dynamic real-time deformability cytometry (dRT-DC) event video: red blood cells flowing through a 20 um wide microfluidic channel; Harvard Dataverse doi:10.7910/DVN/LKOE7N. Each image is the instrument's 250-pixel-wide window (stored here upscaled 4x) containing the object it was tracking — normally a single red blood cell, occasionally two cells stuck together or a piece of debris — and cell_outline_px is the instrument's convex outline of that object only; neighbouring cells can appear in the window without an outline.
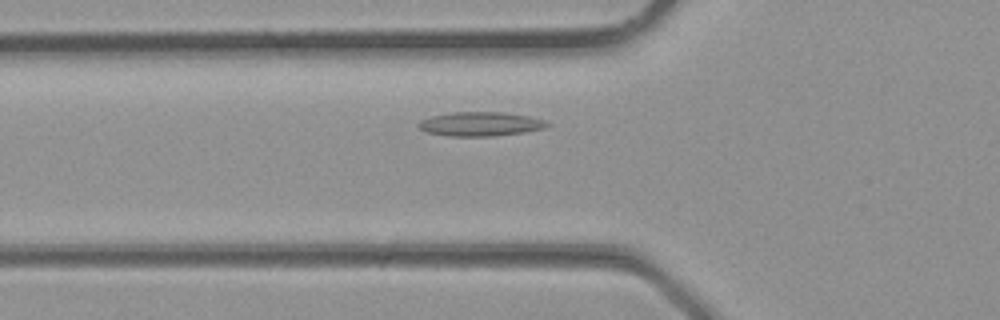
{"species": "common noctule bat (a hibernating species)", "species_latin": "Nyctalus noctula", "temperature_condition": "room temperature", "stored_images_in_passage": 28, "camera_frame_rate_fps": 3000, "um_per_image_px": 0.085, "animal": {"sex": "male", "body_mass_g": 23.1, "forearm_length_mm": 52.7}, "frame": {"image": 1, "passage_image": 6, "time_ms": 1.667, "image_size_px": [1000, 320], "cell_outline_px": [[552, 124], [544, 128], [524, 132], [496, 136], [448, 136], [428, 132], [420, 128], [416, 124], [420, 120], [432, 116], [448, 112], [504, 112], [528, 116], [544, 120]], "centroid_in_image_um": [40.83, 10.53], "position_along_channel_um": 85.0, "area_um2": 18.15}}
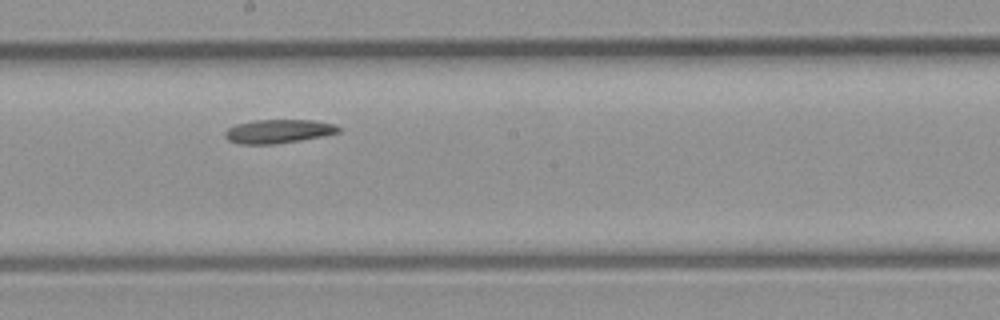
{"frame": {"image": 2, "passage_image": 13, "time_ms": 4.0, "image_size_px": [1000, 320], "cell_outline_px": [[340, 132], [324, 136], [300, 140], [272, 144], [240, 144], [228, 140], [224, 136], [224, 132], [228, 128], [236, 124], [252, 120], [312, 120], [336, 124], [340, 128]], "centroid_in_image_um": [23.65, 11.15], "position_along_channel_um": 224.5, "area_um2": 15.78}}
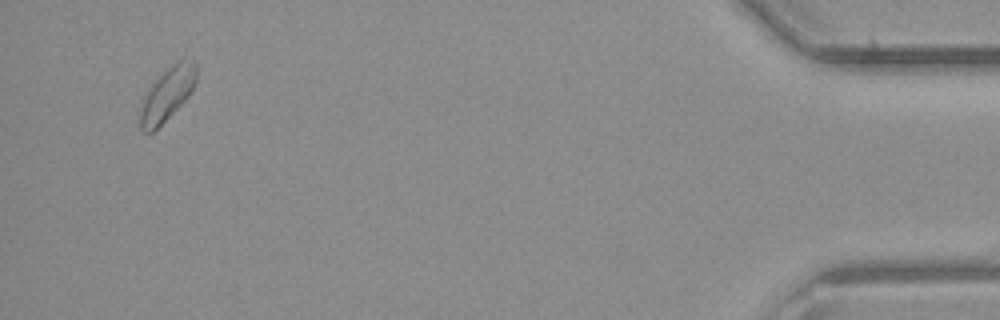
{"frame": {"image": 3, "passage_image": 27, "time_ms": 8.667, "image_size_px": [1000, 320], "cell_outline_px": [[196, 80], [188, 96], [152, 132], [144, 132], [140, 128], [140, 108], [144, 96], [148, 88], [176, 60], [192, 60], [196, 64]], "centroid_in_image_um": [14.2, 7.98], "position_along_channel_um": 421.0, "area_um2": 16.82}}